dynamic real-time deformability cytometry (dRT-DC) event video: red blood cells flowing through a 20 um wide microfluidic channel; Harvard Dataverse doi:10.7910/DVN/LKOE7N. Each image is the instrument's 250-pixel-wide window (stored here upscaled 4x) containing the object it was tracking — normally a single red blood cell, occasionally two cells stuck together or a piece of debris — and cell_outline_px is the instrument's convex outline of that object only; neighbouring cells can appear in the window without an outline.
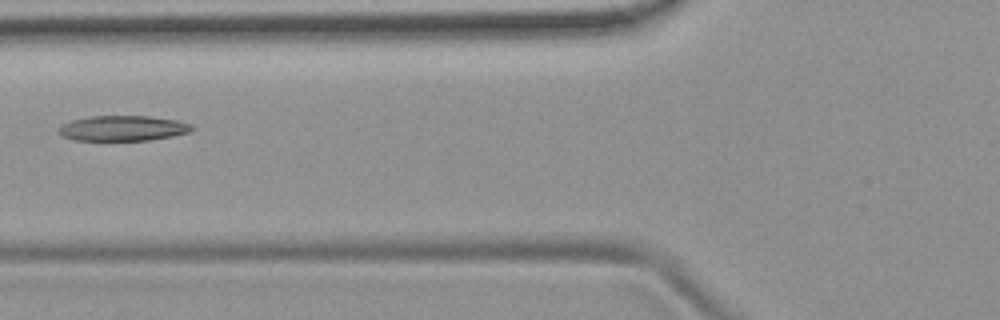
{"species": "common noctule bat (a hibernating species)", "species_latin": "Nyctalus noctula", "temperature_condition": "room temperature", "stored_images_in_passage": 11, "camera_frame_rate_fps": 3000, "um_per_image_px": 0.085, "animal": {"sex": "female", "body_mass_g": 19.9}, "frame": {"image": 1, "passage_image": 7, "time_ms": 8.0, "image_size_px": [1000, 320], "cell_outline_px": [[196, 128], [188, 132], [172, 136], [148, 140], [72, 140], [60, 136], [56, 132], [56, 128], [60, 124], [72, 120], [88, 116], [148, 116], [176, 120], [192, 124]], "centroid_in_image_um": [10.36, 10.9], "position_along_channel_um": 115.4, "area_um2": 19.88}}
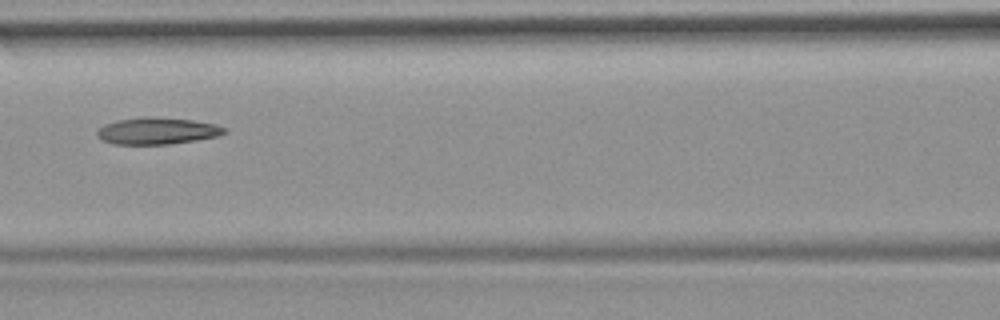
{"frame": {"image": 2, "passage_image": 8, "time_ms": 9.0, "image_size_px": [1000, 320], "cell_outline_px": [[228, 132], [216, 136], [196, 140], [168, 144], [112, 144], [100, 140], [96, 136], [96, 132], [104, 124], [116, 120], [140, 116], [152, 116], [192, 120], [216, 124], [224, 128]], "centroid_in_image_um": [13.3, 11.12], "position_along_channel_um": 153.3, "area_um2": 20.06}}